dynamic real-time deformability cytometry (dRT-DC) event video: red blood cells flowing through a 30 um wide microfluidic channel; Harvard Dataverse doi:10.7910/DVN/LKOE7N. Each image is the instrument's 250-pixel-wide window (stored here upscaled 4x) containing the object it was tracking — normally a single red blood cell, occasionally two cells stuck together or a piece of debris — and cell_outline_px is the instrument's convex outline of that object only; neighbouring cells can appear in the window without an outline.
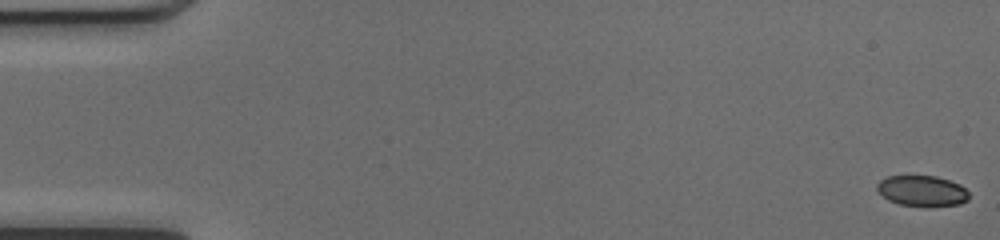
{"species": "common noctule bat (a hibernating species)", "species_latin": "Nyctalus noctula", "temperature_condition": "cold", "stored_images_in_passage": 10, "camera_frame_rate_fps": 3000, "um_per_image_px": 0.085, "animal": {"sex": "female", "body_mass_g": 17.0, "forearm_length_mm": 48.0}, "frame": {"image": 1, "passage_image": 1, "time_ms": 0.0, "image_size_px": [1000, 240], "cell_outline_px": [[968, 200], [960, 204], [928, 208], [900, 204], [888, 200], [876, 188], [876, 184], [880, 180], [888, 176], [936, 176], [960, 184], [968, 192]], "centroid_in_image_um": [78.39, 16.25], "position_along_channel_um": 6.6, "area_um2": 16.65}}